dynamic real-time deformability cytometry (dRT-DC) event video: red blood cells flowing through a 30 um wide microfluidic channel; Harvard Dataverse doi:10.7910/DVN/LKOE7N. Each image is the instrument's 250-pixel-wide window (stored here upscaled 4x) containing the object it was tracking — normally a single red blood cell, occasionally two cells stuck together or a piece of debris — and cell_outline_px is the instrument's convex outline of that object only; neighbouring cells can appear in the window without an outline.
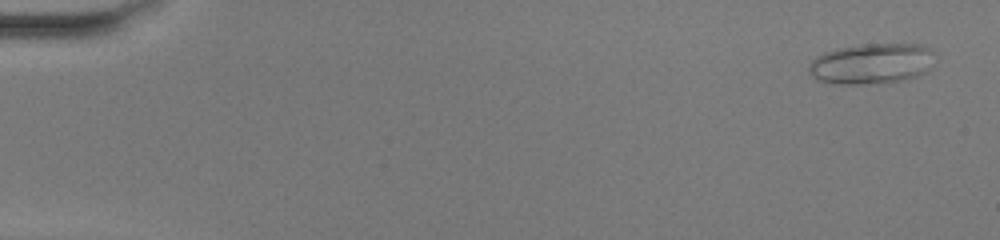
{"species": "common noctule bat (a hibernating species)", "species_latin": "Nyctalus noctula", "temperature_condition": "warm", "stored_images_in_passage": 50, "camera_frame_rate_fps": 3000, "um_per_image_px": 0.085, "animal": {"sex": "female", "body_mass_g": 20.0, "forearm_length_mm": 54.0}, "frame": {"image": 1, "passage_image": 2, "time_ms": 0.333, "image_size_px": [1000, 240], "cell_outline_px": [[936, 52], [928, 72], [916, 76], [900, 80], [868, 84], [832, 84], [816, 80], [808, 72], [808, 64], [816, 56], [824, 52], [836, 48], [860, 44], [920, 44], [932, 48]], "centroid_in_image_um": [74.07, 5.4], "position_along_channel_um": 10.9, "area_um2": 30.29}}
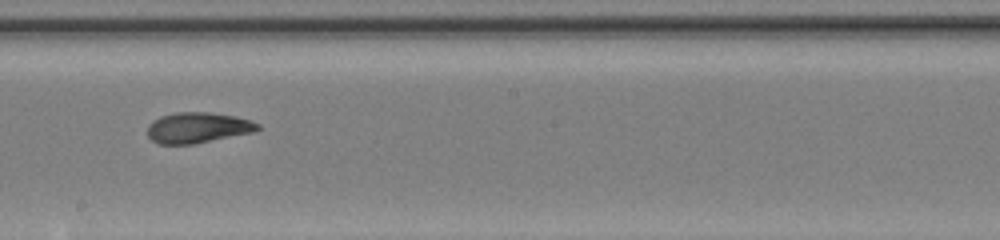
{"frame": {"image": 2, "passage_image": 29, "time_ms": 9.333, "image_size_px": [1000, 240], "cell_outline_px": [[260, 128], [256, 132], [192, 144], [160, 144], [152, 140], [148, 136], [148, 124], [152, 120], [160, 116], [176, 112], [208, 112], [232, 116], [252, 120], [260, 124]], "centroid_in_image_um": [16.82, 10.85], "position_along_channel_um": 231.4, "area_um2": 19.77}}
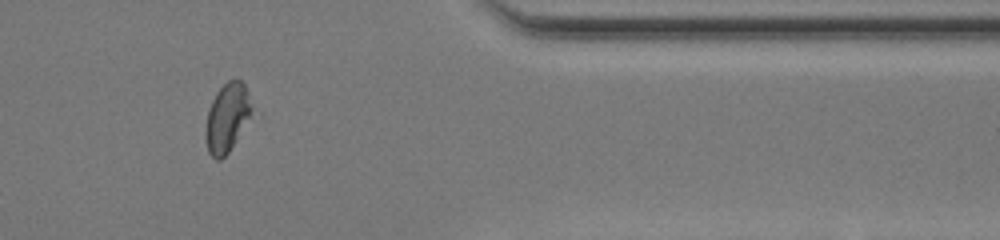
{"frame": {"image": 3, "passage_image": 42, "time_ms": 13.667, "image_size_px": [1000, 240], "cell_outline_px": [[260, 116], [228, 152], [220, 160], [216, 160], [208, 152], [204, 136], [204, 128], [208, 108], [216, 92], [228, 80], [240, 80], [244, 84], [260, 112]], "centroid_in_image_um": [19.46, 10.02], "position_along_channel_um": 391.9, "area_um2": 20.52}, "authors_computed_cell_mechanics": {"area_um2": 20.519, "velocity_mm_per_s": 4.1293, "shape_relaxation_time_tau1_ms": null, "shape_relaxation_time_tau2_ms": 1.7316, "deformation_change_tau1": null, "deformation_change_tau2": 0.0867}}